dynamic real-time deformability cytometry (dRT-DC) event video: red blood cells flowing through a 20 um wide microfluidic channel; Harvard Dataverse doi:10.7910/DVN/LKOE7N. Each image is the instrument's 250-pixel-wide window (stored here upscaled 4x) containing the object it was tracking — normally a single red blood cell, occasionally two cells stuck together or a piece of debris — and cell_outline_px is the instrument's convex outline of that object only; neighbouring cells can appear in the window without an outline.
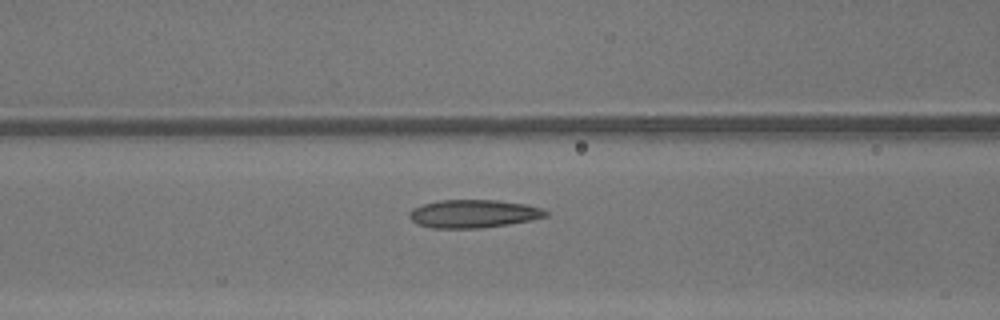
{"species": "common noctule bat (a hibernating species)", "species_latin": "Nyctalus noctula", "temperature_condition": "warm", "stored_images_in_passage": 49, "camera_frame_rate_fps": 3000, "um_per_image_px": 0.085, "animal": {"sex": "male", "body_mass_g": 13.3}, "frame": {"image": 1, "passage_image": 21, "time_ms": 6.667, "image_size_px": [1000, 320], "cell_outline_px": [[548, 216], [532, 220], [508, 224], [480, 228], [432, 228], [416, 224], [408, 216], [408, 212], [412, 208], [424, 204], [440, 200], [496, 200], [524, 204], [544, 208], [548, 212]], "centroid_in_image_um": [40.24, 18.17], "position_along_channel_um": 126.4, "area_um2": 22.43}}
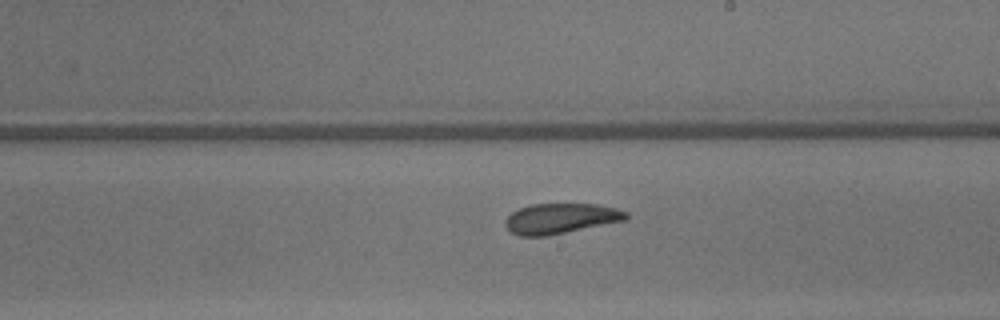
{"frame": {"image": 2, "passage_image": 29, "time_ms": 9.333, "image_size_px": [1000, 320], "cell_outline_px": [[628, 220], [548, 236], [520, 236], [508, 232], [504, 224], [504, 220], [512, 212], [520, 208], [532, 204], [600, 204], [616, 208], [628, 212]], "centroid_in_image_um": [47.66, 18.58], "position_along_channel_um": 241.3, "area_um2": 21.68}}
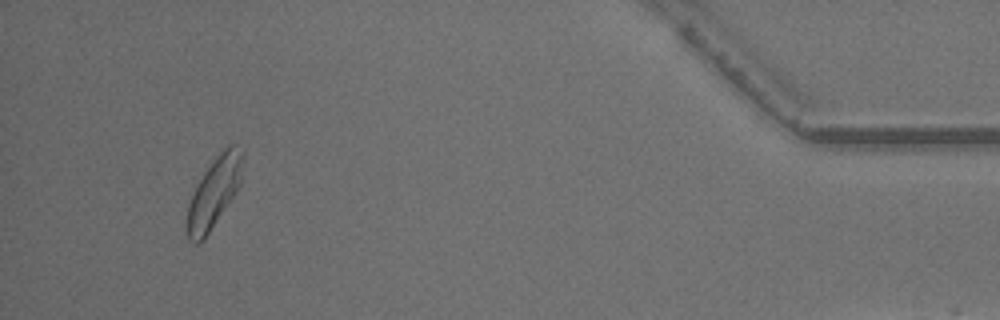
{"frame": {"image": 3, "passage_image": 46, "time_ms": 15.0, "image_size_px": [1000, 320], "cell_outline_px": [[244, 156], [240, 184], [236, 192], [204, 240], [200, 244], [192, 244], [188, 240], [188, 204], [196, 184], [204, 172], [216, 156], [228, 144], [232, 144], [244, 148]], "centroid_in_image_um": [18.22, 16.33], "position_along_channel_um": 417.0, "area_um2": 22.83}, "authors_computed_cell_mechanics": {"area_um2": 22.6576, "velocity_mm_per_s": 4.3283, "shape_relaxation_time_tau1_ms": 3.8707, "shape_relaxation_time_tau2_ms": 2.8148, "deformation_change_tau1": 0.1228, "deformation_change_tau2": 0.0872}}